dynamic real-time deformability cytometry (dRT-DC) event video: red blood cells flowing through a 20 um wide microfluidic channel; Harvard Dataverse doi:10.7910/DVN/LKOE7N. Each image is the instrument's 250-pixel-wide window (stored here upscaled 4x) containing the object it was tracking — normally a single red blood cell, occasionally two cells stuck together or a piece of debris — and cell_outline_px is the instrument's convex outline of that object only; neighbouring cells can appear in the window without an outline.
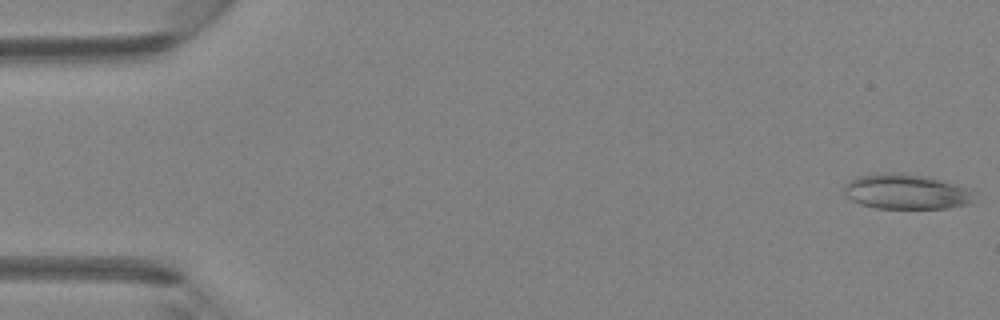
{"species": "Egyptian fruit bat (a non-hibernating species)", "species_latin": "Rousettus aegyptiacus", "temperature_condition": "room temperature", "stored_images_in_passage": 47, "camera_frame_rate_fps": 3000, "um_per_image_px": 0.085, "animal": {"sex": "female"}, "frame": {"image": 1, "passage_image": 1, "time_ms": 0.0, "image_size_px": [1000, 320], "cell_outline_px": [[976, 192], [972, 204], [948, 208], [876, 208], [860, 204], [844, 196], [844, 184], [848, 180], [856, 176], [880, 172], [896, 172], [924, 176], [956, 184]], "centroid_in_image_um": [77.0, 16.29], "position_along_channel_um": 8.0, "area_um2": 26.99}}
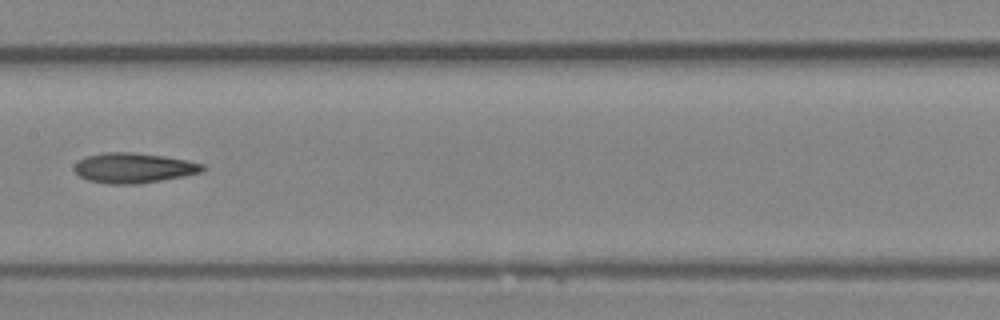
{"frame": {"image": 2, "passage_image": 24, "time_ms": 7.667, "image_size_px": [1000, 320], "cell_outline_px": [[208, 168], [204, 172], [184, 176], [136, 184], [108, 184], [88, 180], [80, 176], [72, 168], [80, 160], [88, 156], [104, 152], [128, 152], [164, 156], [188, 160], [204, 164]], "centroid_in_image_um": [11.41, 14.27], "position_along_channel_um": 196.0, "area_um2": 22.48}}
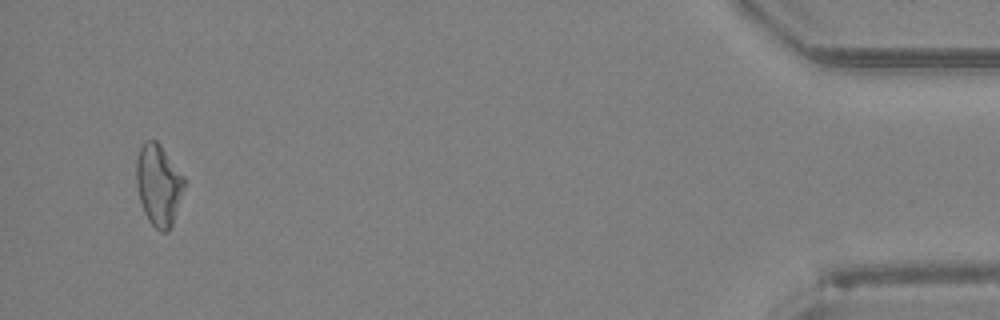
{"frame": {"image": 3, "passage_image": 45, "time_ms": 14.667, "image_size_px": [1000, 320], "cell_outline_px": [[184, 188], [172, 224], [168, 232], [160, 232], [148, 220], [144, 212], [140, 200], [136, 184], [136, 160], [140, 148], [144, 140], [156, 140], [160, 144], [184, 176]], "centroid_in_image_um": [13.46, 15.71], "position_along_channel_um": 421.7, "area_um2": 22.6}}